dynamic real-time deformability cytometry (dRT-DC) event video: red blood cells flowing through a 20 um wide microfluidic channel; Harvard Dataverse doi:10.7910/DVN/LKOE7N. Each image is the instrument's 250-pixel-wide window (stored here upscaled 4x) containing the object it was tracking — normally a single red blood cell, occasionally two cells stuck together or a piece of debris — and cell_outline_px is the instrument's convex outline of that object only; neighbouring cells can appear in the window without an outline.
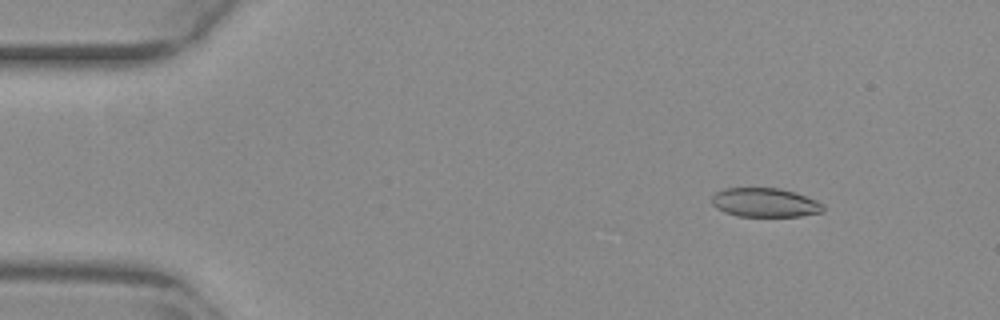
{"species": "common noctule bat (a hibernating species)", "species_latin": "Nyctalus noctula", "temperature_condition": "warm", "stored_images_in_passage": 49, "camera_frame_rate_fps": 3000, "um_per_image_px": 0.085, "animal": {"sex": "female", "body_mass_g": 29.2, "forearm_length_mm": 56.3}, "frame": {"image": 1, "passage_image": 2, "time_ms": 0.333, "image_size_px": [1000, 320], "cell_outline_px": [[824, 212], [800, 216], [736, 216], [724, 212], [716, 208], [712, 204], [712, 196], [716, 192], [724, 188], [780, 188], [796, 192], [816, 200], [824, 204]], "centroid_in_image_um": [65.03, 17.22], "position_along_channel_um": 20.0, "area_um2": 19.02}}
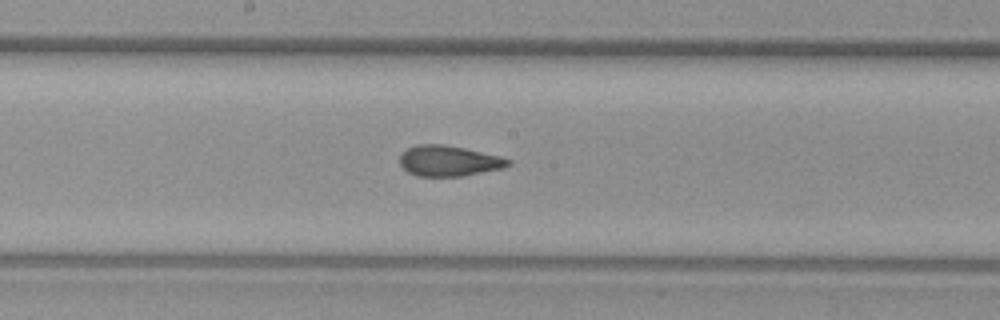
{"frame": {"image": 2, "passage_image": 24, "time_ms": 7.667, "image_size_px": [1000, 320], "cell_outline_px": [[512, 164], [504, 168], [464, 176], [416, 176], [408, 172], [400, 164], [400, 156], [408, 148], [416, 144], [444, 144], [464, 148], [500, 156], [512, 160]], "centroid_in_image_um": [38.18, 13.68], "position_along_channel_um": 210.0, "area_um2": 19.42}}
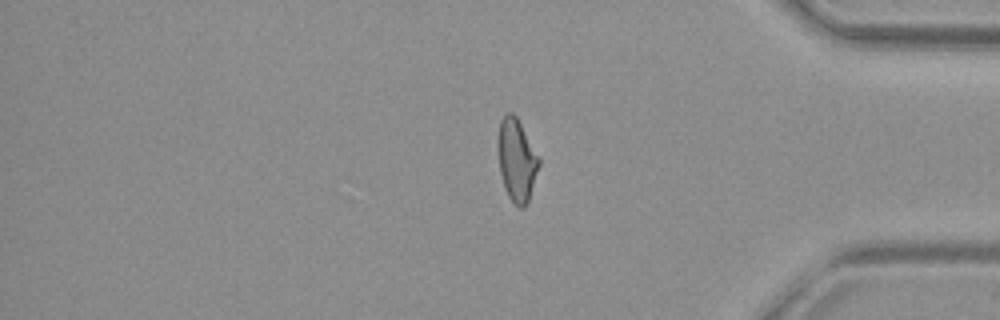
{"frame": {"image": 3, "passage_image": 40, "time_ms": 13.0, "image_size_px": [1000, 320], "cell_outline_px": [[540, 164], [528, 204], [524, 208], [520, 208], [508, 196], [500, 172], [496, 144], [500, 120], [504, 112], [512, 112], [516, 116], [540, 156]], "centroid_in_image_um": [43.92, 13.57], "position_along_channel_um": 391.3, "area_um2": 20.11}, "authors_computed_cell_mechanics": {"area_um2": 19.7676, "velocity_mm_per_s": 3.8652, "shape_relaxation_time_tau1_ms": null, "shape_relaxation_time_tau2_ms": 1.9012, "deformation_change_tau1": null, "deformation_change_tau2": 0.0743}}